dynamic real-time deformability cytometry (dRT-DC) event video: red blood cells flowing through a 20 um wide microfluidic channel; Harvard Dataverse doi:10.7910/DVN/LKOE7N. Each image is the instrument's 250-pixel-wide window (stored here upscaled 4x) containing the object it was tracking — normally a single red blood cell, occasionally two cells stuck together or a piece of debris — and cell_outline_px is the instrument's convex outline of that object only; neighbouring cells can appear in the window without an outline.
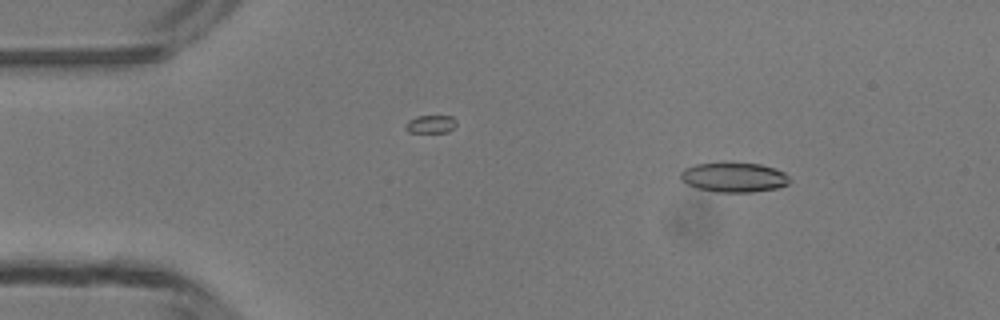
{"species": "common noctule bat (a hibernating species)", "species_latin": "Nyctalus noctula", "temperature_condition": "room temperature", "stored_images_in_passage": 3, "camera_frame_rate_fps": 3000, "um_per_image_px": 0.085, "animal": {"sex": "male", "body_mass_g": 13.3}, "frame": {"image": 1, "passage_image": 1, "time_ms": 0.0, "image_size_px": [1000, 320], "cell_outline_px": [[788, 184], [776, 188], [752, 192], [716, 192], [700, 188], [688, 184], [680, 180], [680, 172], [684, 168], [696, 164], [760, 164], [784, 172], [788, 176]], "centroid_in_image_um": [62.36, 15.09], "position_along_channel_um": 22.6, "area_um2": 18.32}}